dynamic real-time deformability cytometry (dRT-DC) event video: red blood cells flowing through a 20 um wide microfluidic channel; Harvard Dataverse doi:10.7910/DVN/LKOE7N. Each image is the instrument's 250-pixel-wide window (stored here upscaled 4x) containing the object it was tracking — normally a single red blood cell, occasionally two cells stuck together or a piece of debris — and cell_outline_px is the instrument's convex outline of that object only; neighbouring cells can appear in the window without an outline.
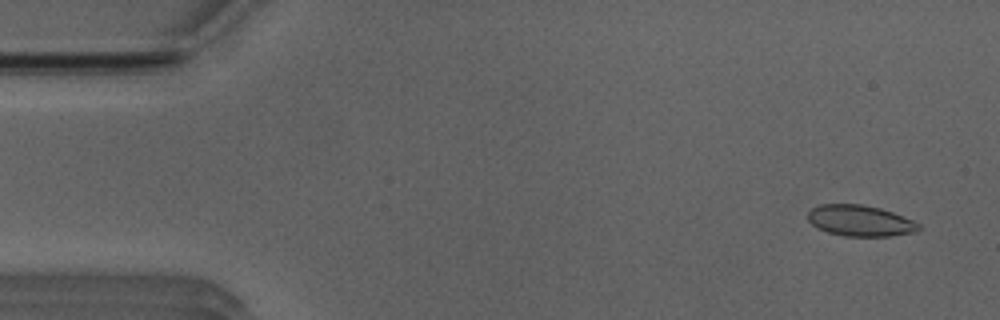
{"species": "Egyptian fruit bat (a non-hibernating species)", "species_latin": "Rousettus aegyptiacus", "temperature_condition": "room temperature", "stored_images_in_passage": 12, "camera_frame_rate_fps": 3000, "um_per_image_px": 0.085, "animal": {"sex": "male"}, "frame": {"image": 1, "passage_image": 3, "time_ms": 0.667, "image_size_px": [1000, 320], "cell_outline_px": [[920, 228], [916, 232], [892, 236], [844, 236], [828, 232], [812, 224], [808, 220], [808, 212], [812, 208], [820, 204], [860, 204], [880, 208], [892, 212], [912, 220], [920, 224]], "centroid_in_image_um": [73.12, 18.76], "position_along_channel_um": 11.9, "area_um2": 19.94}}